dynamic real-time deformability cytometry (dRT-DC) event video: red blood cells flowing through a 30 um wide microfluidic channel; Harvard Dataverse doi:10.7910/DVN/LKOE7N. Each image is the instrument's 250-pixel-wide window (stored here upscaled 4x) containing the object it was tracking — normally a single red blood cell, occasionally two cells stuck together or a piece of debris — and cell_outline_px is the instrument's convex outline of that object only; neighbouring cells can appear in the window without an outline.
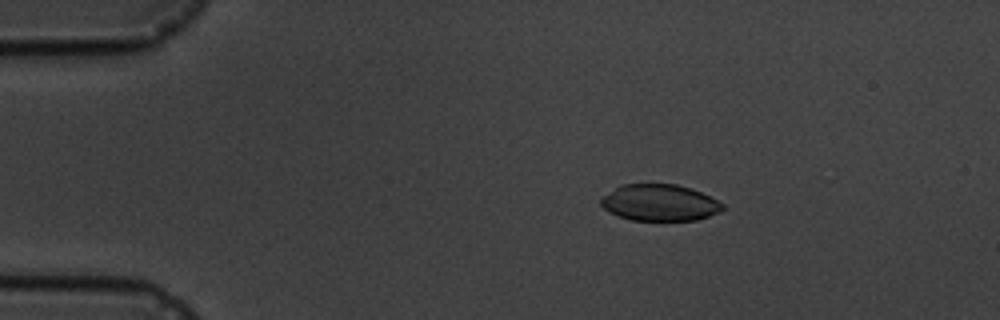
{"species": "common noctule bat (a hibernating species)", "species_latin": "Nyctalus noctula", "temperature_condition": "cold", "stored_images_in_passage": 5, "camera_frame_rate_fps": 3000, "um_per_image_px": 0.085, "animal": {"sex": "male", "body_mass_g": 19.5, "forearm_length_mm": 54.6}, "frame": {"image": 1, "passage_image": 3, "time_ms": 2.0, "image_size_px": [1000, 320], "cell_outline_px": [[724, 208], [720, 212], [696, 220], [632, 220], [620, 216], [604, 208], [600, 204], [600, 196], [620, 184], [676, 184], [700, 192], [724, 204]], "centroid_in_image_um": [56.03, 17.22], "position_along_channel_um": 29.0, "area_um2": 25.78}}